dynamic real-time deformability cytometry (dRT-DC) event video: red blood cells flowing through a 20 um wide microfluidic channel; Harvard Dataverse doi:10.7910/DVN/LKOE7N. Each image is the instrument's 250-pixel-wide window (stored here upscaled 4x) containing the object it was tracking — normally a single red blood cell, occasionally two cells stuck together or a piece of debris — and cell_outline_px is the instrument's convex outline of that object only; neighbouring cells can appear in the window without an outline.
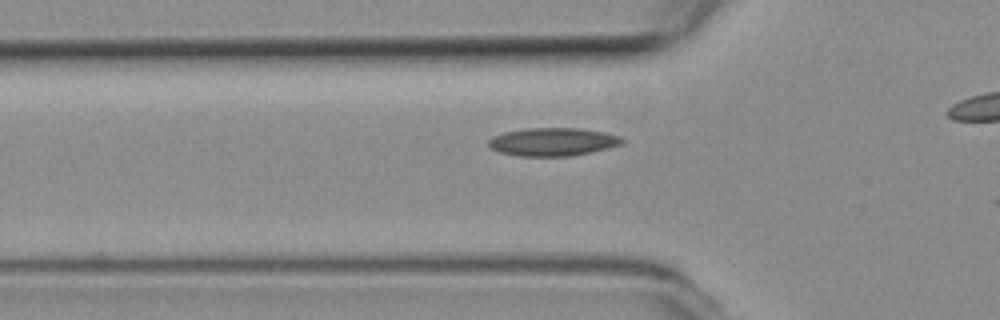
{"species": "common noctule bat (a hibernating species)", "species_latin": "Nyctalus noctula", "temperature_condition": "room temperature", "stored_images_in_passage": 7, "camera_frame_rate_fps": 3000, "um_per_image_px": 0.085, "animal": {"sex": "female", "body_mass_g": 19.3, "forearm_length_mm": 54.1}, "frame": {"image": 1, "passage_image": 6, "time_ms": 1.667, "image_size_px": [1000, 320], "cell_outline_px": [[624, 144], [608, 148], [572, 156], [520, 156], [500, 152], [492, 148], [488, 144], [488, 140], [492, 136], [504, 132], [528, 128], [580, 128], [604, 132], [624, 136]], "centroid_in_image_um": [47.04, 12.05], "position_along_channel_um": 78.8, "area_um2": 22.02}}